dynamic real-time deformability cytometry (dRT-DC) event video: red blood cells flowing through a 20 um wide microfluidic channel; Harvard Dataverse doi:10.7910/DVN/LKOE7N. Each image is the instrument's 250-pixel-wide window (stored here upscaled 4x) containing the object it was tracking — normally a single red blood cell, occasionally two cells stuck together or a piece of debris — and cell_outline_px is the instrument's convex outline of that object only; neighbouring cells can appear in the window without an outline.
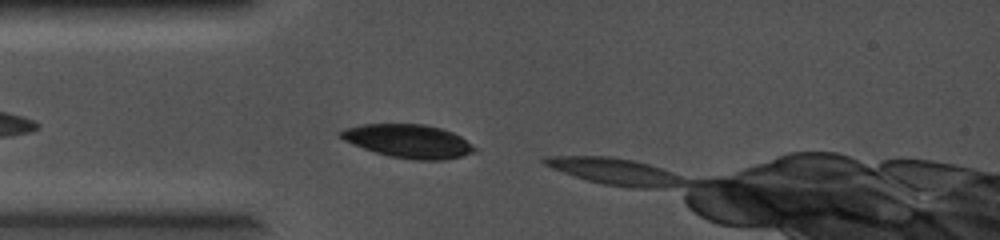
{"species": "common noctule bat (a hibernating species)", "species_latin": "Nyctalus noctula", "temperature_condition": "cold", "stored_images_in_passage": 8, "camera_frame_rate_fps": 5000, "um_per_image_px": 0.085, "animal": {"sex": "female", "body_mass_g": 19.0, "forearm_length_mm": 56.7}, "frame": {"image": 1, "passage_image": 3, "time_ms": 0.4, "image_size_px": [1000, 240], "cell_outline_px": [[480, 148], [476, 152], [444, 160], [420, 160], [392, 156], [376, 152], [352, 144], [344, 140], [336, 132], [344, 128], [360, 124], [424, 124], [440, 128], [452, 132], [460, 136]], "centroid_in_image_um": [34.74, 11.98], "position_along_channel_um": 50.3, "area_um2": 26.13}}
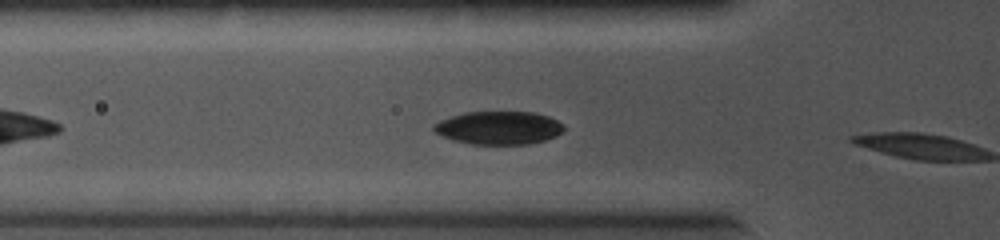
{"frame": {"image": 2, "passage_image": 7, "time_ms": 1.2, "image_size_px": [1000, 240], "cell_outline_px": [[564, 128], [556, 136], [544, 140], [528, 144], [472, 144], [452, 140], [436, 132], [432, 128], [440, 120], [464, 112], [536, 112], [548, 116], [564, 124]], "centroid_in_image_um": [42.41, 10.86], "position_along_channel_um": 83.4, "area_um2": 24.97}}